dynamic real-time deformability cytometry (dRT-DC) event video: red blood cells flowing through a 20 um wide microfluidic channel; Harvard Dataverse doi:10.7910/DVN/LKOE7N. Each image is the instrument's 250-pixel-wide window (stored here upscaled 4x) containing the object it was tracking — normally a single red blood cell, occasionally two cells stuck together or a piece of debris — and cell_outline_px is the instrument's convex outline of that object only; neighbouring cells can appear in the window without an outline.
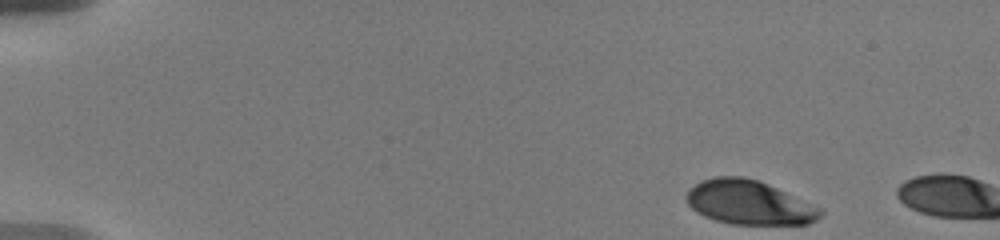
{"species": "human", "species_latin": "Homo sapiens", "temperature_condition": "warm", "stored_images_in_passage": 5, "camera_frame_rate_fps": 3000, "um_per_image_px": 0.085, "donor": {"sex": "male"}, "frame": {"image": 1, "passage_image": 1, "time_ms": 0.0, "image_size_px": [1000, 240], "cell_outline_px": [[824, 212], [816, 220], [808, 224], [728, 224], [704, 216], [696, 212], [684, 200], [684, 196], [688, 188], [700, 180], [712, 176], [744, 176], [756, 180], [776, 188], [820, 208]], "centroid_in_image_um": [63.58, 17.21], "position_along_channel_um": 21.4, "area_um2": 34.51}}